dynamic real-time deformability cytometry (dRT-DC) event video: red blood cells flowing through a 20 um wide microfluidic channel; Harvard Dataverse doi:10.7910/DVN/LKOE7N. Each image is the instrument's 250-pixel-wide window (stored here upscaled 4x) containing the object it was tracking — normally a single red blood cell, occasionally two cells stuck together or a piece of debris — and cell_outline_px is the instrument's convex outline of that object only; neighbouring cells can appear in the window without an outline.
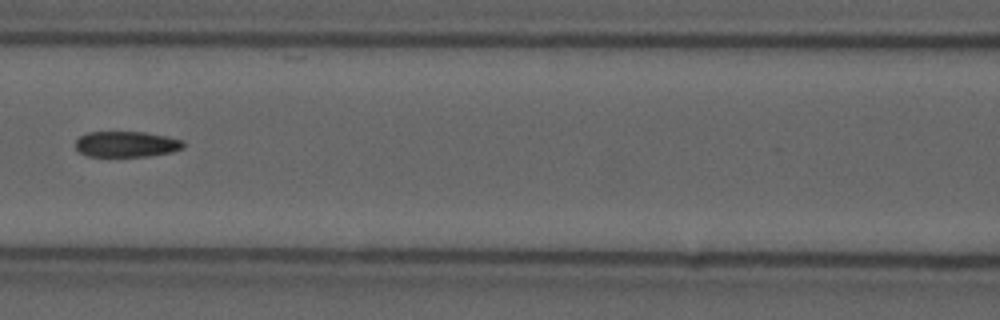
{"species": "common noctule bat (a hibernating species)", "species_latin": "Nyctalus noctula", "temperature_condition": "cold", "stored_images_in_passage": 9, "camera_frame_rate_fps": 3000, "um_per_image_px": 0.085, "animal": {"sex": "male", "forearm_length_mm": 52.5}, "frame": {"image": 1, "passage_image": 6, "time_ms": 1.667, "image_size_px": [1000, 320], "cell_outline_px": [[184, 148], [172, 152], [148, 156], [88, 156], [80, 152], [76, 148], [76, 140], [80, 136], [88, 132], [144, 132], [184, 140]], "centroid_in_image_um": [10.76, 12.25], "position_along_channel_um": 155.8, "area_um2": 16.13}}
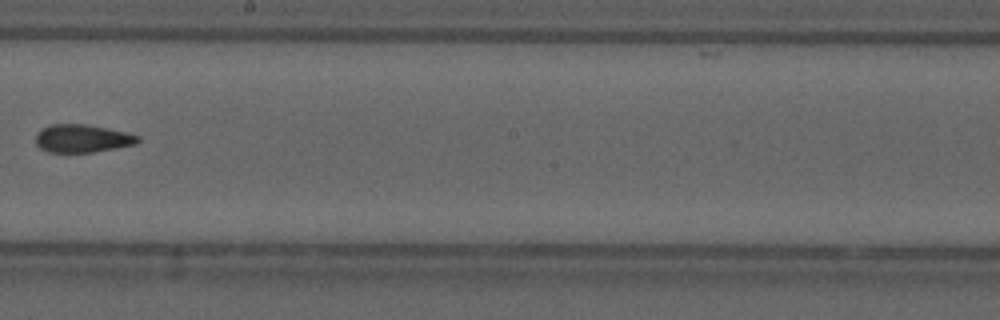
{"frame": {"image": 2, "passage_image": 8, "time_ms": 2.333, "image_size_px": [1000, 320], "cell_outline_px": [[140, 140], [136, 144], [116, 148], [92, 152], [48, 152], [40, 148], [36, 144], [36, 132], [40, 128], [48, 124], [84, 124], [108, 128], [140, 136]], "centroid_in_image_um": [6.96, 11.76], "position_along_channel_um": 241.2, "area_um2": 16.76}}
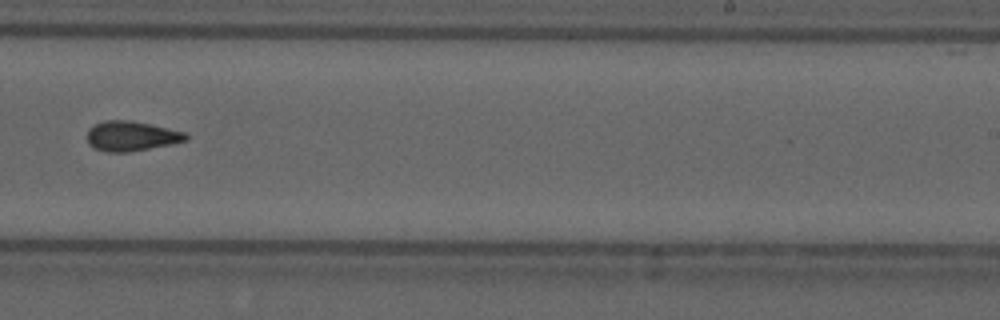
{"frame": {"image": 3, "passage_image": 9, "time_ms": 2.667, "image_size_px": [1000, 320], "cell_outline_px": [[188, 140], [172, 144], [128, 152], [104, 152], [92, 148], [88, 144], [88, 128], [104, 120], [132, 120], [184, 132], [188, 136]], "centroid_in_image_um": [11.13, 11.57], "position_along_channel_um": 277.9, "area_um2": 17.22}}